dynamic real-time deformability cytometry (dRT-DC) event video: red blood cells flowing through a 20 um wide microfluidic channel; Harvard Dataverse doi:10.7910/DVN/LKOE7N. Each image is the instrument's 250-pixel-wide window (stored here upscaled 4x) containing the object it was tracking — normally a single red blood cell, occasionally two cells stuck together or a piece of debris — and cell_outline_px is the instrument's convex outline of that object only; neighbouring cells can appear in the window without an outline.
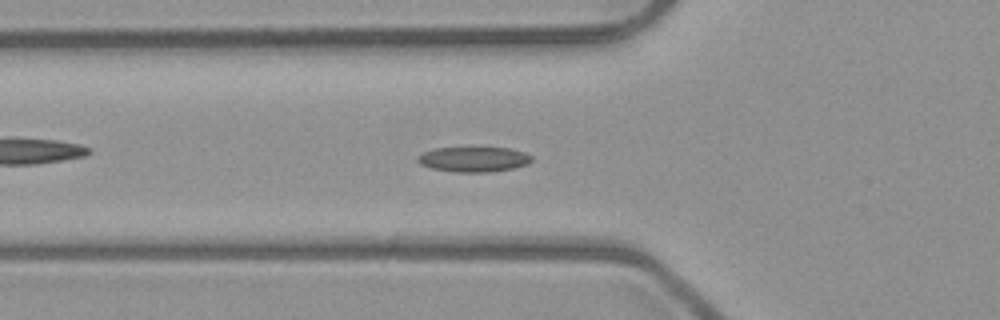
{"species": "common noctule bat (a hibernating species)", "species_latin": "Nyctalus noctula", "temperature_condition": "room temperature", "stored_images_in_passage": 40, "camera_frame_rate_fps": 3000, "um_per_image_px": 0.085, "animal": {"sex": "male", "body_mass_g": 23.1, "forearm_length_mm": 52.7}, "frame": {"image": 1, "passage_image": 17, "time_ms": 5.333, "image_size_px": [1000, 320], "cell_outline_px": [[532, 160], [528, 164], [516, 168], [492, 172], [456, 172], [432, 168], [420, 164], [416, 160], [416, 156], [424, 152], [436, 148], [508, 148], [524, 152], [532, 156]], "centroid_in_image_um": [40.28, 13.55], "position_along_channel_um": 85.5, "area_um2": 16.7}}
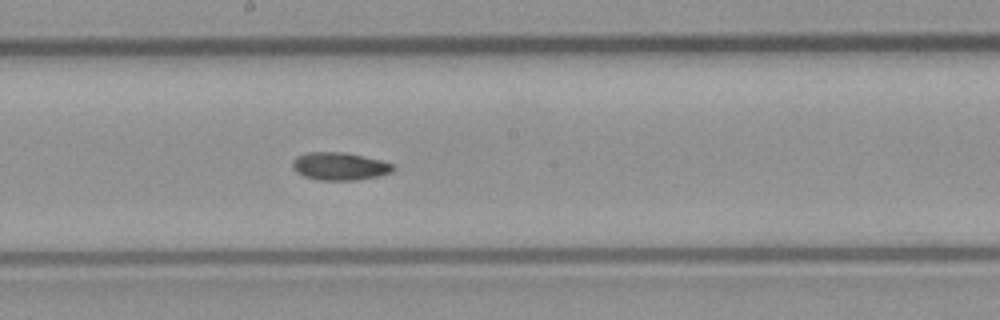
{"frame": {"image": 2, "passage_image": 27, "time_ms": 8.667, "image_size_px": [1000, 320], "cell_outline_px": [[396, 168], [392, 172], [380, 176], [356, 180], [320, 180], [304, 176], [296, 172], [292, 168], [292, 160], [296, 156], [308, 152], [344, 152], [364, 156], [396, 164]], "centroid_in_image_um": [28.89, 14.13], "position_along_channel_um": 219.3, "area_um2": 16.53}}
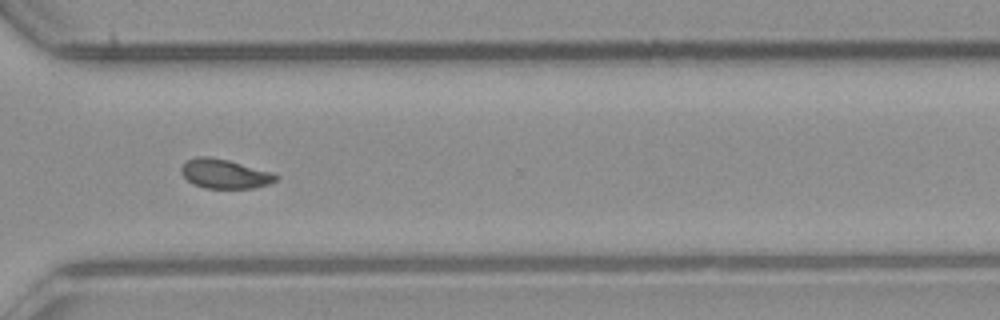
{"frame": {"image": 3, "passage_image": 37, "time_ms": 12.0, "image_size_px": [1000, 320], "cell_outline_px": [[280, 176], [276, 180], [268, 184], [256, 188], [204, 188], [192, 184], [180, 172], [180, 168], [188, 160], [200, 156], [208, 156], [228, 160], [272, 172]], "centroid_in_image_um": [19.11, 14.78], "position_along_channel_um": 351.5, "area_um2": 16.13}, "authors_computed_cell_mechanics": {"area_um2": 16.5019, "velocity_mm_per_s": 3.9713, "shape_relaxation_time_tau1_ms": 10.4411, "shape_relaxation_time_tau2_ms": 5.0516, "deformation_change_tau1": 0.2063, "deformation_change_tau2": 0.0767}}